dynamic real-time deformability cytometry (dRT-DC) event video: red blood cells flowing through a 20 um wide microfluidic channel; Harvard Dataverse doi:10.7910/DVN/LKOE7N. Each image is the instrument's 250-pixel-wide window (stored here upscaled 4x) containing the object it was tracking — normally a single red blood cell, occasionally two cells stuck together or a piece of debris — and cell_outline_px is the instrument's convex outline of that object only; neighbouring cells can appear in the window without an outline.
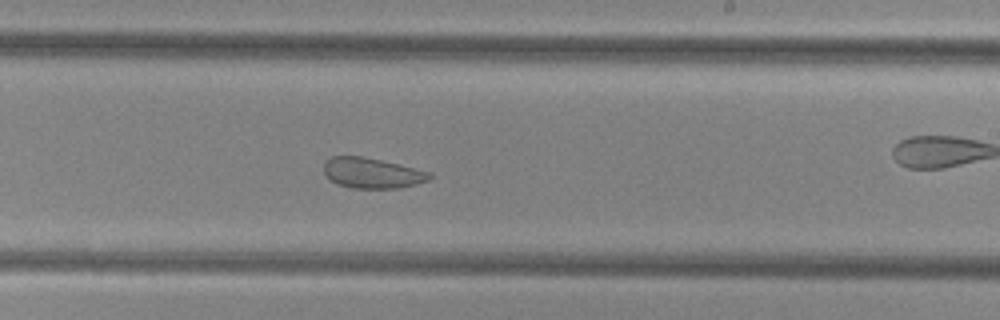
{"species": "common noctule bat (a hibernating species)", "species_latin": "Nyctalus noctula", "temperature_condition": "cold", "stored_images_in_passage": 37, "camera_frame_rate_fps": 3000, "um_per_image_px": 0.085, "animal": {"sex": "female", "body_mass_g": 29.2, "forearm_length_mm": 56.3}, "frame": {"image": 1, "passage_image": 16, "time_ms": 5.0, "image_size_px": [1000, 320], "cell_outline_px": [[432, 176], [428, 180], [416, 184], [400, 188], [352, 188], [340, 184], [332, 180], [324, 172], [324, 160], [332, 156], [360, 156], [380, 160], [432, 172]], "centroid_in_image_um": [31.64, 14.7], "position_along_channel_um": 257.4, "area_um2": 18.55}}